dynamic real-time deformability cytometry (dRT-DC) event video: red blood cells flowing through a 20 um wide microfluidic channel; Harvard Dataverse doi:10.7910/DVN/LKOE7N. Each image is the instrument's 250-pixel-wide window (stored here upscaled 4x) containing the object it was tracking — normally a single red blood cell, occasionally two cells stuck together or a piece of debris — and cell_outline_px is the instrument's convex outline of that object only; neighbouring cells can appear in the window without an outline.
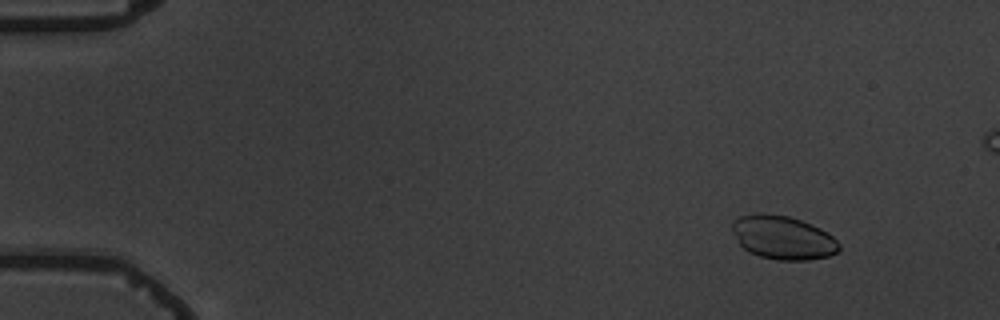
{"species": "common noctule bat (a hibernating species)", "species_latin": "Nyctalus noctula", "temperature_condition": "warm", "stored_images_in_passage": 5, "camera_frame_rate_fps": 3000, "um_per_image_px": 0.085, "animal": {"sex": "male", "body_mass_g": 19.5, "forearm_length_mm": 54.6}, "frame": {"image": 1, "passage_image": 1, "time_ms": 0.0, "image_size_px": [1000, 320], "cell_outline_px": [[840, 248], [836, 252], [828, 256], [808, 260], [776, 260], [760, 256], [748, 252], [740, 244], [732, 232], [732, 224], [740, 216], [788, 216], [800, 220], [820, 228], [832, 236], [840, 244]], "centroid_in_image_um": [66.58, 20.25], "position_along_channel_um": 18.4, "area_um2": 26.36}}